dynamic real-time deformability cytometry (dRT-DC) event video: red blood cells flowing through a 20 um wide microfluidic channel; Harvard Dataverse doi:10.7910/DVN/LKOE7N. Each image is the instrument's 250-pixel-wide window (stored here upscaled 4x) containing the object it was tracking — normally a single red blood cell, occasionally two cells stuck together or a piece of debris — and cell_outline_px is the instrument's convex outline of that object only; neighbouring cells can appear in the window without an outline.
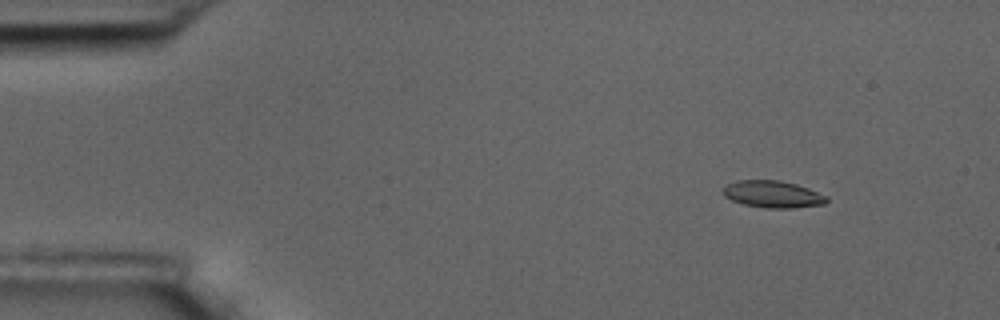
{"species": "common noctule bat (a hibernating species)", "species_latin": "Nyctalus noctula", "temperature_condition": "room temperature", "stored_images_in_passage": 52, "camera_frame_rate_fps": 3000, "um_per_image_px": 0.085, "animal": {"sex": "male", "body_mass_g": 17.5, "forearm_length_mm": 52.3}, "frame": {"image": 1, "passage_image": 3, "time_ms": 0.667, "image_size_px": [1000, 320], "cell_outline_px": [[828, 200], [824, 204], [792, 208], [768, 208], [744, 204], [732, 200], [724, 196], [724, 188], [728, 184], [736, 180], [780, 180], [796, 184], [808, 188], [828, 196]], "centroid_in_image_um": [65.71, 16.5], "position_along_channel_um": 19.3, "area_um2": 16.18}}
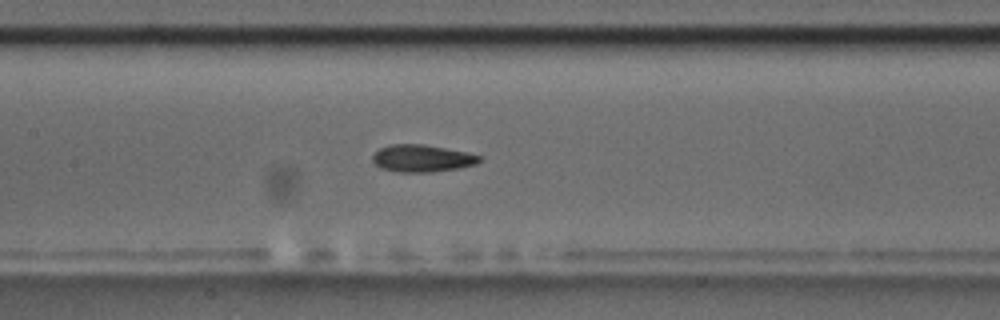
{"frame": {"image": 2, "passage_image": 23, "time_ms": 7.333, "image_size_px": [1000, 320], "cell_outline_px": [[480, 160], [476, 164], [460, 168], [432, 172], [396, 172], [380, 168], [372, 160], [372, 156], [380, 148], [388, 144], [424, 144], [468, 152], [480, 156]], "centroid_in_image_um": [35.86, 13.46], "position_along_channel_um": 171.5, "area_um2": 17.05}}
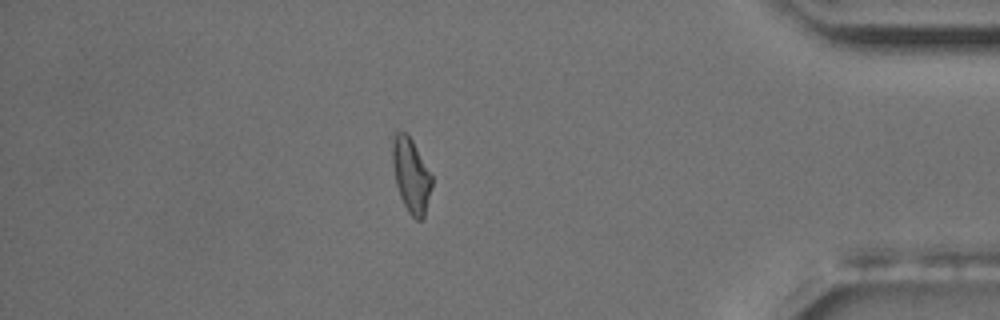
{"frame": {"image": 3, "passage_image": 45, "time_ms": 14.667, "image_size_px": [1000, 320], "cell_outline_px": [[432, 188], [424, 216], [420, 220], [416, 220], [408, 212], [400, 196], [396, 184], [392, 164], [392, 132], [408, 132], [432, 176]], "centroid_in_image_um": [34.92, 14.86], "position_along_channel_um": 400.3, "area_um2": 17.17}, "authors_computed_cell_mechanics": {"area_um2": 16.7331, "velocity_mm_per_s": 3.6319, "shape_relaxation_time_tau1_ms": 4.2389, "shape_relaxation_time_tau2_ms": 5.9985, "deformation_change_tau1": 0.1363, "deformation_change_tau2": 0.0982}}